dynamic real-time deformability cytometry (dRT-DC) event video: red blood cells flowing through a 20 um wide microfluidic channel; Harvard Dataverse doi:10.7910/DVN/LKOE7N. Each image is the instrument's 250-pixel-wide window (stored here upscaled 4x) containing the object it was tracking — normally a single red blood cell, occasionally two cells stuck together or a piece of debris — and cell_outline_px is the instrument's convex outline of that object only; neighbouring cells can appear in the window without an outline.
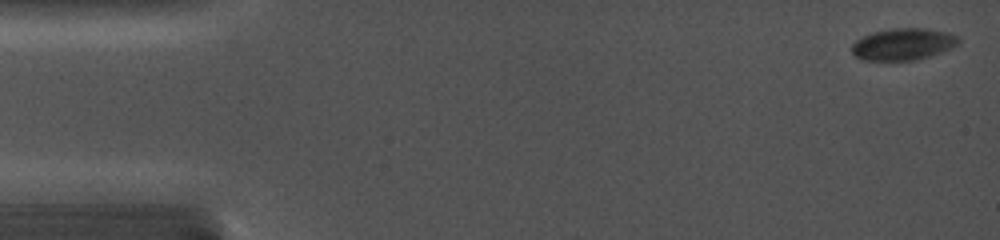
{"species": "common noctule bat (a hibernating species)", "species_latin": "Nyctalus noctula", "temperature_condition": "cold", "stored_images_in_passage": 6, "camera_frame_rate_fps": 5000, "um_per_image_px": 0.085, "animal": {"sex": "female", "body_mass_g": 19.0, "forearm_length_mm": 56.7}, "frame": {"image": 1, "passage_image": 1, "time_ms": 0.0, "image_size_px": [1000, 240], "cell_outline_px": [[960, 44], [940, 52], [916, 60], [860, 60], [852, 52], [852, 44], [856, 40], [864, 36], [876, 32], [892, 28], [924, 28], [948, 32], [956, 36], [960, 40]], "centroid_in_image_um": [76.77, 3.76], "position_along_channel_um": 8.2, "area_um2": 19.59}}